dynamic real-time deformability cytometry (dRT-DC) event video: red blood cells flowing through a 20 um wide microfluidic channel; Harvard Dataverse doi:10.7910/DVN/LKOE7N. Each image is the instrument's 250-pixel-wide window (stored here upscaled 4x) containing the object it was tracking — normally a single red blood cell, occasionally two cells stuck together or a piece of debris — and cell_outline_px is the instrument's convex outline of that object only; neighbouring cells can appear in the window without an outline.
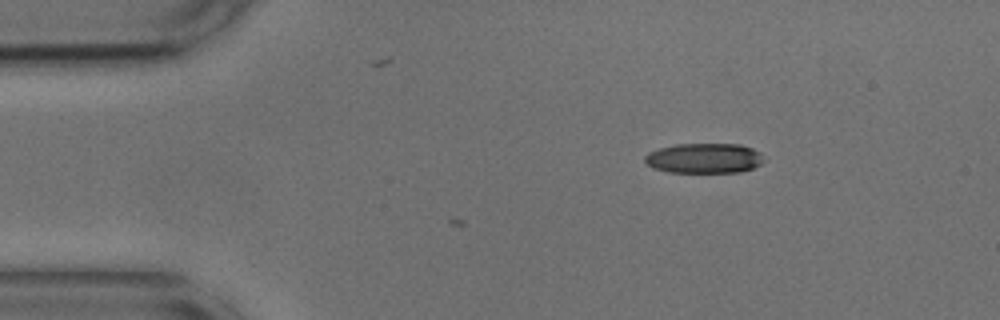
{"species": "common noctule bat (a hibernating species)", "species_latin": "Nyctalus noctula", "temperature_condition": "cold", "stored_images_in_passage": 3, "camera_frame_rate_fps": 3000, "um_per_image_px": 0.085, "animal": {"sex": "male", "body_mass_g": 17.9, "forearm_length_mm": 54.2}, "frame": {"image": 1, "passage_image": 1, "time_ms": 0.0, "image_size_px": [1000, 320], "cell_outline_px": [[764, 160], [760, 164], [752, 168], [740, 172], [668, 172], [656, 168], [648, 164], [644, 160], [644, 156], [648, 152], [660, 148], [676, 144], [740, 144], [752, 148], [760, 152]], "centroid_in_image_um": [59.86, 13.44], "position_along_channel_um": 25.1, "area_um2": 20.75}}